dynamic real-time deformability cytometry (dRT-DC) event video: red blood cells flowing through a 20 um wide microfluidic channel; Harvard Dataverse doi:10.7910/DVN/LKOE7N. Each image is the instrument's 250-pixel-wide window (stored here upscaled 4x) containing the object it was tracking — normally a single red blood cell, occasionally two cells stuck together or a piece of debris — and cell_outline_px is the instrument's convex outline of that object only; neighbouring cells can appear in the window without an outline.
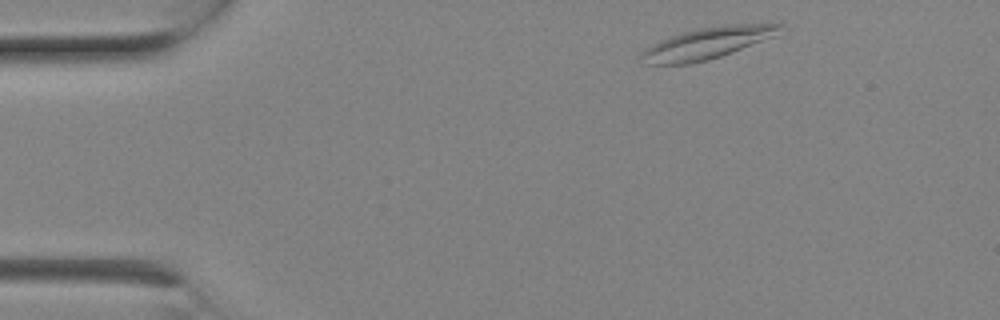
{"species": "Egyptian fruit bat (a non-hibernating species)", "species_latin": "Rousettus aegyptiacus", "temperature_condition": "room temperature", "stored_images_in_passage": 4, "camera_frame_rate_fps": 3000, "um_per_image_px": 0.085, "animal": {"sex": "female"}, "frame": {"image": 1, "passage_image": 1, "time_ms": 0.0, "image_size_px": [1000, 320], "cell_outline_px": [[784, 24], [776, 36], [732, 52], [708, 60], [688, 64], [648, 64], [640, 56], [640, 52], [652, 44], [672, 36], [684, 32], [700, 28], [728, 24]], "centroid_in_image_um": [60.13, 3.67], "position_along_channel_um": 24.9, "area_um2": 25.03}}